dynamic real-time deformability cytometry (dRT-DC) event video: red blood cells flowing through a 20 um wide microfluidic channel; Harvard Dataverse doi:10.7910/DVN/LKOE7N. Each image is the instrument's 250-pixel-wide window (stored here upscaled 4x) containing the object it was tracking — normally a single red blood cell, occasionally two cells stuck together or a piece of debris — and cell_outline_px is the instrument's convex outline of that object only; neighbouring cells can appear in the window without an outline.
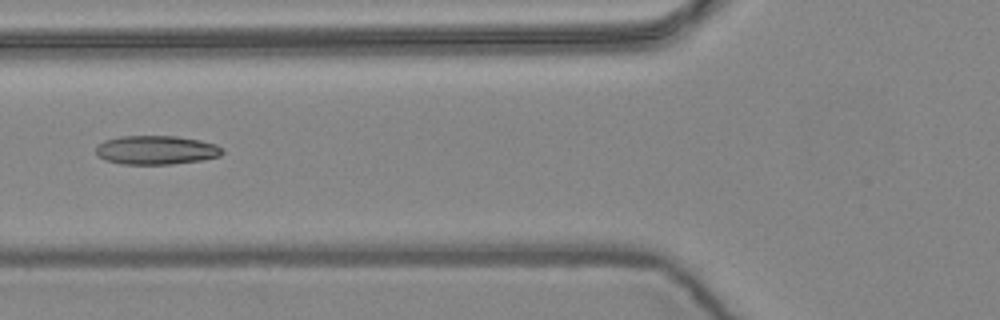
{"species": "common noctule bat (a hibernating species)", "species_latin": "Nyctalus noctula", "temperature_condition": "warm", "stored_images_in_passage": 6, "camera_frame_rate_fps": 3000, "um_per_image_px": 0.085, "animal": {"sex": "female", "body_mass_g": 24.6, "forearm_length_mm": 56.2}, "frame": {"image": 1, "passage_image": 6, "time_ms": 1.667, "image_size_px": [1000, 320], "cell_outline_px": [[224, 152], [220, 156], [204, 160], [172, 164], [124, 164], [104, 160], [96, 152], [96, 148], [104, 140], [120, 136], [176, 136], [200, 140], [216, 144], [224, 148]], "centroid_in_image_um": [13.33, 12.75], "position_along_channel_um": 112.5, "area_um2": 21.39}}